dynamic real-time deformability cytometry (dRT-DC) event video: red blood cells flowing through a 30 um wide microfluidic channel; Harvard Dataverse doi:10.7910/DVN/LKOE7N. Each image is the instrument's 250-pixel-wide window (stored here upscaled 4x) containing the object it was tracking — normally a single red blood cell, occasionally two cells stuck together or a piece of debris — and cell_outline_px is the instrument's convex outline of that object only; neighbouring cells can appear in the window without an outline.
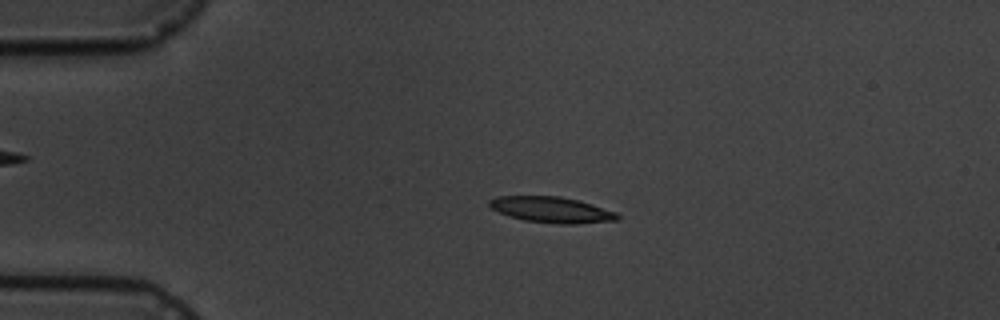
{"species": "common noctule bat (a hibernating species)", "species_latin": "Nyctalus noctula", "temperature_condition": "cold", "stored_images_in_passage": 4, "camera_frame_rate_fps": 3000, "um_per_image_px": 0.085, "animal": {"sex": "male", "body_mass_g": 19.5, "forearm_length_mm": 54.6}, "frame": {"image": 1, "passage_image": 3, "time_ms": 2.333, "image_size_px": [1000, 320], "cell_outline_px": [[620, 220], [576, 224], [560, 224], [524, 220], [500, 212], [492, 208], [488, 204], [488, 200], [496, 196], [560, 196], [580, 200], [616, 212], [620, 216]], "centroid_in_image_um": [46.93, 17.82], "position_along_channel_um": 38.1, "area_um2": 19.31}}